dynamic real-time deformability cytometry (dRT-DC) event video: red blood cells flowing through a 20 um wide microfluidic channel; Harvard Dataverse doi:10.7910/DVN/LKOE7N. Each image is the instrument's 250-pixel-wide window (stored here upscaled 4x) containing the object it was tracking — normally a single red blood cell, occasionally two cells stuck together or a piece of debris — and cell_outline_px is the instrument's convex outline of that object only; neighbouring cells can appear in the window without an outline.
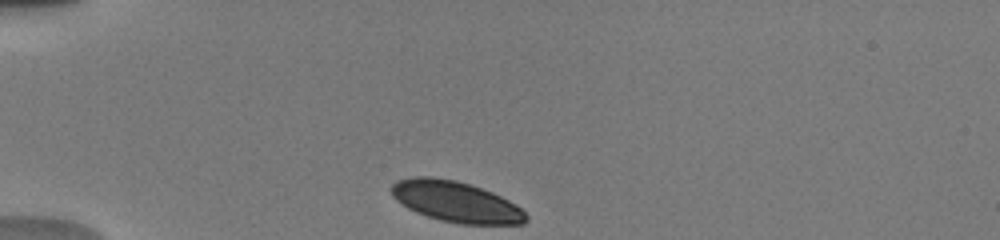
{"species": "human", "species_latin": "Homo sapiens", "temperature_condition": "warm", "stored_images_in_passage": 34, "camera_frame_rate_fps": 3000, "um_per_image_px": 0.085, "donor": {"sex": "male"}, "frame": {"image": 1, "passage_image": 1, "time_ms": 0.0, "image_size_px": [1000, 240], "cell_outline_px": [[528, 220], [524, 224], [460, 224], [440, 220], [416, 212], [408, 208], [396, 200], [392, 196], [388, 188], [396, 180], [412, 176], [432, 176], [456, 180], [492, 192], [516, 204], [528, 216]], "centroid_in_image_um": [38.71, 17.13], "position_along_channel_um": 46.3, "area_um2": 32.19}}
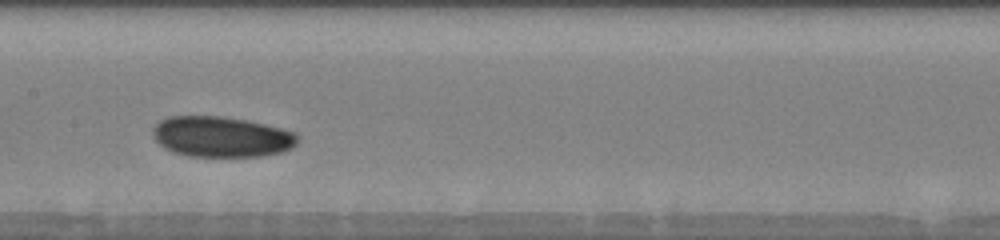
{"frame": {"image": 2, "passage_image": 13, "time_ms": 4.667, "image_size_px": [1000, 240], "cell_outline_px": [[296, 144], [292, 148], [280, 152], [260, 156], [188, 156], [172, 152], [164, 148], [156, 140], [152, 132], [152, 128], [160, 120], [168, 116], [220, 116], [244, 120], [264, 124], [296, 132]], "centroid_in_image_um": [18.78, 11.62], "position_along_channel_um": 188.6, "area_um2": 34.1}}
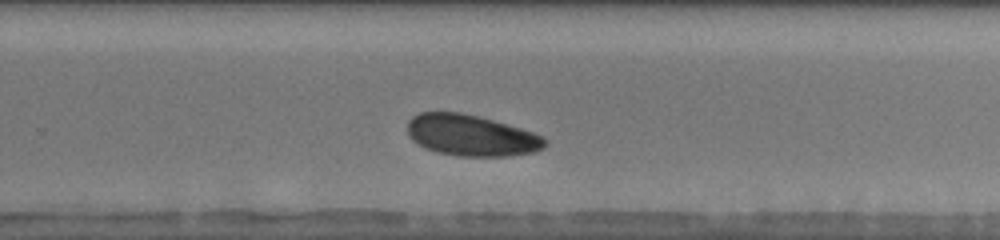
{"frame": {"image": 3, "passage_image": 20, "time_ms": 7.333, "image_size_px": [1000, 240], "cell_outline_px": [[548, 144], [544, 148], [536, 152], [508, 156], [456, 156], [436, 152], [424, 148], [412, 140], [408, 132], [408, 120], [412, 116], [420, 112], [460, 112], [492, 120], [520, 128], [544, 136], [548, 140]], "centroid_in_image_um": [40.07, 11.52], "position_along_channel_um": 289.7, "area_um2": 33.18}, "authors_computed_cell_mechanics": {"area_um2": 33.3506, "velocity_mm_per_s": 3.8097, "shape_relaxation_time_tau1_ms": 2.0843, "shape_relaxation_time_tau2_ms": null, "deformation_change_tau1": 0.0619, "deformation_change_tau2": null}}